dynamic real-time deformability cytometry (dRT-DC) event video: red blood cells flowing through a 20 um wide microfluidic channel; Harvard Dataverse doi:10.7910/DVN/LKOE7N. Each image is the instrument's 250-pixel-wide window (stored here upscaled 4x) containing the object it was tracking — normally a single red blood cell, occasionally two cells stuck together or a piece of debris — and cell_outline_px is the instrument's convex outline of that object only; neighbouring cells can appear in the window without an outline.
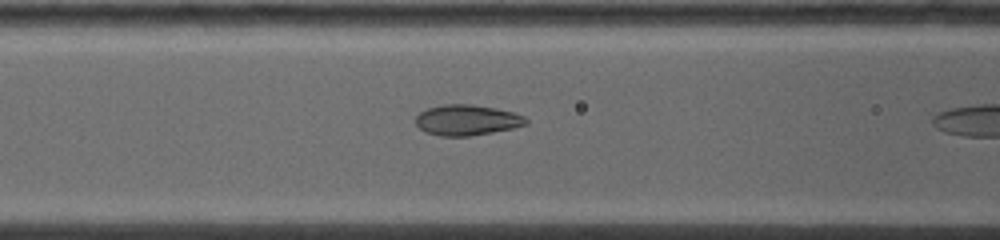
{"species": "common noctule bat (a hibernating species)", "species_latin": "Nyctalus noctula", "temperature_condition": "warm", "stored_images_in_passage": 33, "camera_frame_rate_fps": 5000, "um_per_image_px": 0.085, "animal": {"sex": "female", "body_mass_g": 19.0, "forearm_length_mm": 53.3}, "frame": {"image": 1, "passage_image": 8, "time_ms": 2.6, "image_size_px": [1000, 240], "cell_outline_px": [[528, 124], [512, 128], [492, 132], [468, 136], [440, 136], [424, 132], [416, 124], [416, 116], [420, 112], [428, 108], [444, 104], [472, 104], [496, 108], [512, 112], [524, 116], [528, 120]], "centroid_in_image_um": [39.68, 10.2], "position_along_channel_um": 126.9, "area_um2": 19.65}}
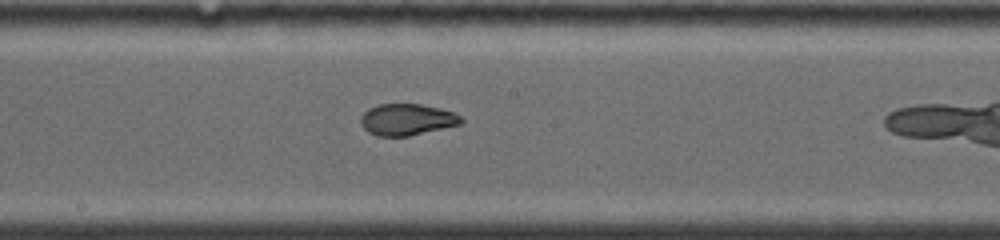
{"frame": {"image": 2, "passage_image": 14, "time_ms": 4.8, "image_size_px": [1000, 240], "cell_outline_px": [[464, 120], [460, 124], [408, 136], [376, 136], [368, 132], [360, 124], [360, 116], [368, 108], [380, 104], [420, 104], [440, 108], [456, 112]], "centroid_in_image_um": [34.57, 10.15], "position_along_channel_um": 213.6, "area_um2": 18.5}}
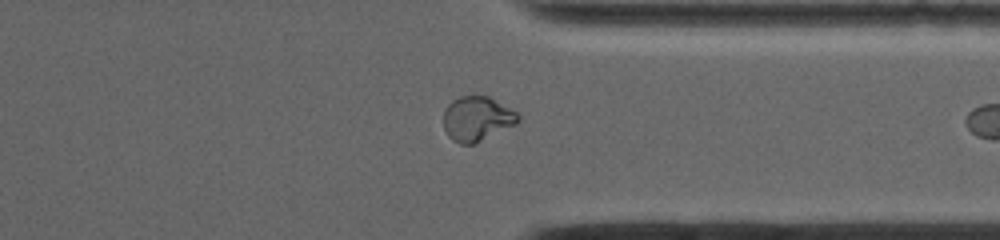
{"frame": {"image": 3, "passage_image": 25, "time_ms": 8.8, "image_size_px": [1000, 240], "cell_outline_px": [[520, 120], [516, 124], [472, 144], [460, 144], [452, 140], [448, 136], [444, 128], [444, 112], [448, 104], [452, 100], [460, 96], [488, 96], [516, 112], [520, 116]], "centroid_in_image_um": [40.52, 10.09], "position_along_channel_um": 370.9, "area_um2": 19.13}, "authors_computed_cell_mechanics": {"area_um2": 19.3052, "velocity_mm_per_s": 3.9526, "shape_relaxation_time_tau1_ms": null, "shape_relaxation_time_tau2_ms": 0.8046, "deformation_change_tau1": null, "deformation_change_tau2": 0.0536}}